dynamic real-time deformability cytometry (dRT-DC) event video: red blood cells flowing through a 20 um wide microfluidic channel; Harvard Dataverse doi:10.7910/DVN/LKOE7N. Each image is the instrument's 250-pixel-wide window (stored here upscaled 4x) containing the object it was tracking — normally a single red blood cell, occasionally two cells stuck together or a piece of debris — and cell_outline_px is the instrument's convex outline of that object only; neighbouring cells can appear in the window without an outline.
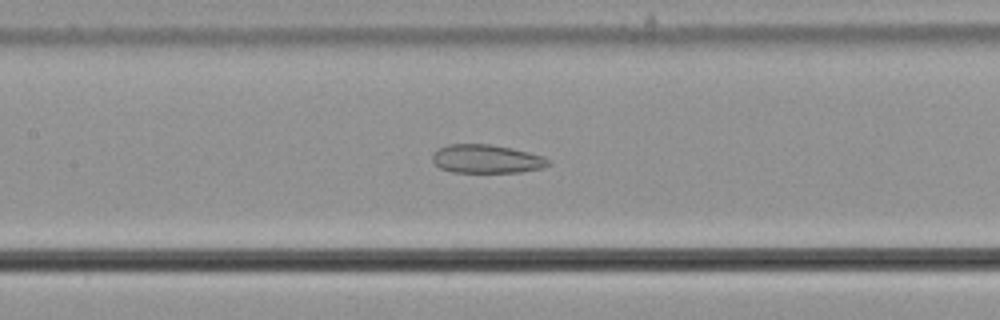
{"species": "common noctule bat (a hibernating species)", "species_latin": "Nyctalus noctula", "temperature_condition": "cold", "stored_images_in_passage": 49, "camera_frame_rate_fps": 3000, "um_per_image_px": 0.085, "animal": {"sex": "male", "body_mass_g": 21.5, "forearm_length_mm": 52.0}, "frame": {"image": 1, "passage_image": 26, "time_ms": 8.333, "image_size_px": [1000, 320], "cell_outline_px": [[552, 160], [544, 168], [520, 172], [452, 172], [440, 168], [432, 160], [432, 152], [436, 148], [448, 144], [492, 144], [512, 148], [544, 156]], "centroid_in_image_um": [41.35, 13.5], "position_along_channel_um": 166.1, "area_um2": 19.54}}
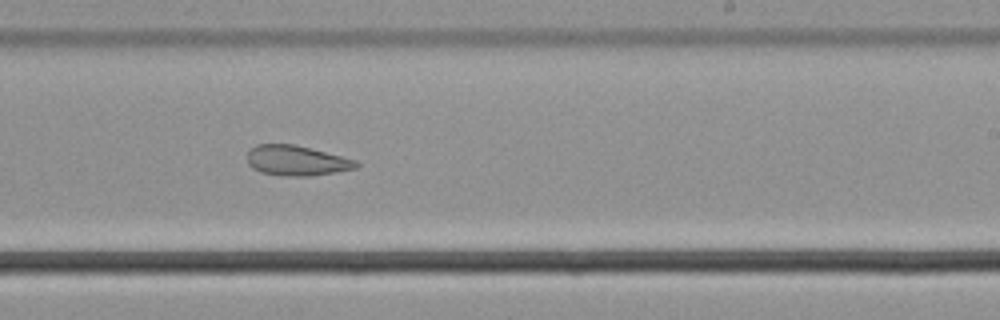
{"frame": {"image": 2, "passage_image": 34, "time_ms": 11.0, "image_size_px": [1000, 320], "cell_outline_px": [[360, 164], [356, 168], [336, 172], [308, 176], [280, 176], [260, 172], [252, 168], [248, 164], [248, 152], [256, 144], [292, 144], [356, 160]], "centroid_in_image_um": [25.18, 13.66], "position_along_channel_um": 263.8, "area_um2": 18.96}}
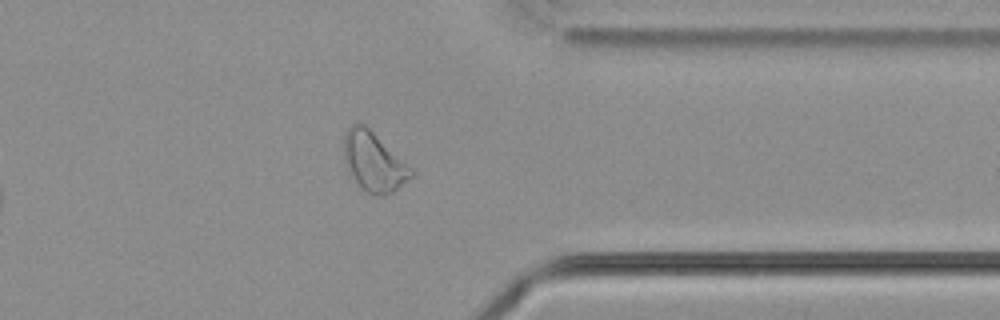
{"frame": {"image": 3, "passage_image": 44, "time_ms": 14.333, "image_size_px": [1000, 320], "cell_outline_px": [[416, 172], [408, 180], [392, 192], [384, 196], [372, 196], [356, 184], [344, 160], [344, 132], [356, 120], [360, 120], [412, 168]], "centroid_in_image_um": [31.75, 13.74], "position_along_channel_um": 379.6, "area_um2": 23.35}}